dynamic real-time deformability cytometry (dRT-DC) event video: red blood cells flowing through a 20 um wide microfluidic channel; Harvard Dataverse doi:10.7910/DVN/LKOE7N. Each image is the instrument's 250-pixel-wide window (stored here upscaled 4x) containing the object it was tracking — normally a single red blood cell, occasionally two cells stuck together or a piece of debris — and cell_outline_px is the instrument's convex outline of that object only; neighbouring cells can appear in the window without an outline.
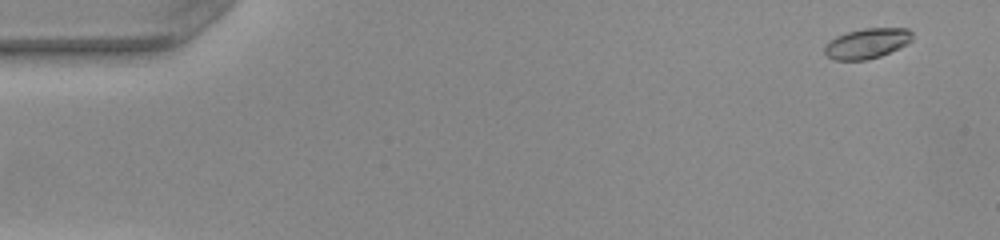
{"species": "common noctule bat (a hibernating species)", "species_latin": "Nyctalus noctula", "temperature_condition": "warm", "stored_images_in_passage": 51, "camera_frame_rate_fps": 3000, "um_per_image_px": 0.085, "animal": {"sex": "female", "body_mass_g": 22.0, "forearm_length_mm": 56.7}, "frame": {"image": 1, "passage_image": 3, "time_ms": 0.667, "image_size_px": [1000, 240], "cell_outline_px": [[912, 40], [908, 44], [900, 48], [880, 56], [868, 60], [836, 60], [828, 56], [824, 52], [824, 48], [828, 40], [836, 36], [848, 32], [864, 28], [908, 28], [912, 32]], "centroid_in_image_um": [73.71, 3.69], "position_along_channel_um": 11.3, "area_um2": 15.55}}
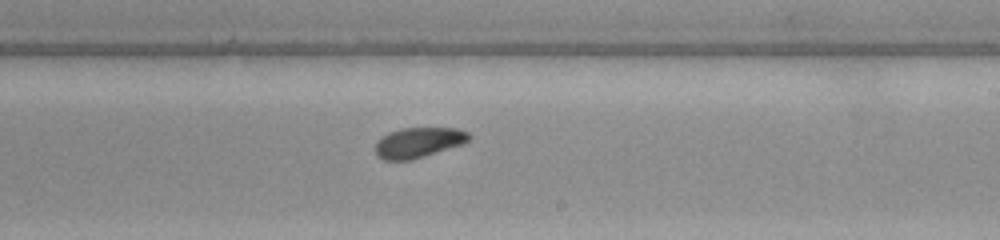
{"frame": {"image": 2, "passage_image": 31, "time_ms": 10.0, "image_size_px": [1000, 240], "cell_outline_px": [[472, 136], [464, 144], [412, 160], [384, 160], [376, 156], [376, 140], [388, 132], [400, 128], [456, 128], [468, 132]], "centroid_in_image_um": [35.56, 12.11], "position_along_channel_um": 253.4, "area_um2": 16.7}}
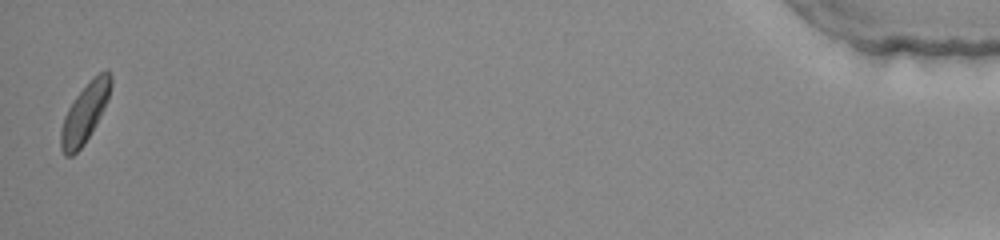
{"frame": {"image": 3, "passage_image": 51, "time_ms": 16.667, "image_size_px": [1000, 240], "cell_outline_px": [[112, 84], [104, 108], [96, 124], [84, 144], [72, 156], [64, 156], [60, 148], [60, 132], [64, 116], [68, 108], [76, 96], [92, 76], [108, 68], [112, 76]], "centroid_in_image_um": [7.2, 9.58], "position_along_channel_um": 428.0, "area_um2": 17.22}, "authors_computed_cell_mechanics": {"area_um2": 16.6464, "velocity_mm_per_s": 4.0188, "shape_relaxation_time_tau1_ms": 2.523, "shape_relaxation_time_tau2_ms": 3.522, "deformation_change_tau1": 0.1086, "deformation_change_tau2": 0.091}}